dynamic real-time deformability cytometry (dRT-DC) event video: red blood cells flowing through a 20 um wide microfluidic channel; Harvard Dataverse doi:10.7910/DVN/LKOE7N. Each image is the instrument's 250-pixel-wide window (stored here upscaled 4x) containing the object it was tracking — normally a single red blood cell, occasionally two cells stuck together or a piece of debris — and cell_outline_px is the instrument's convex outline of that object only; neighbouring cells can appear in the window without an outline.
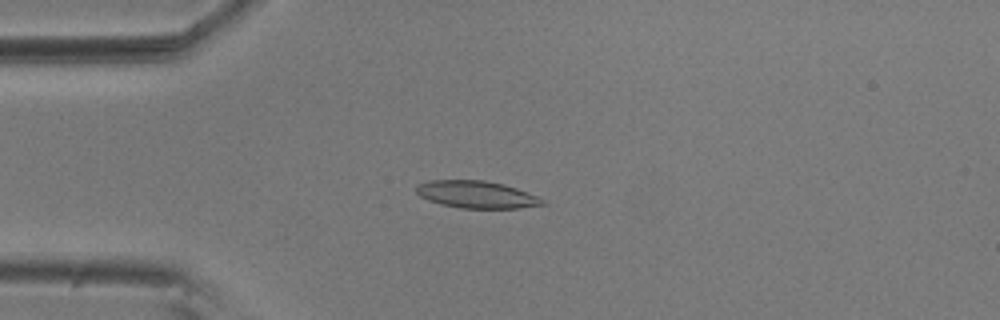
{"species": "common noctule bat (a hibernating species)", "species_latin": "Nyctalus noctula", "temperature_condition": "room temperature", "stored_images_in_passage": 42, "camera_frame_rate_fps": 3000, "um_per_image_px": 0.085, "animal": {"sex": "male", "body_mass_g": 20.5, "forearm_length_mm": 52.5}, "frame": {"image": 1, "passage_image": 1, "time_ms": 0.0, "image_size_px": [1000, 320], "cell_outline_px": [[548, 204], [520, 208], [460, 208], [440, 204], [428, 200], [420, 196], [416, 192], [416, 184], [428, 180], [484, 180], [504, 184], [516, 188], [536, 196], [544, 200]], "centroid_in_image_um": [40.48, 16.53], "position_along_channel_um": 44.5, "area_um2": 20.11}}
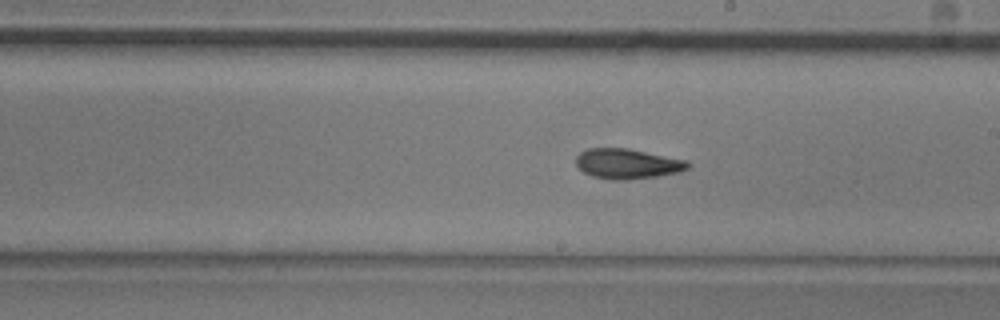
{"frame": {"image": 2, "passage_image": 18, "time_ms": 5.667, "image_size_px": [1000, 320], "cell_outline_px": [[692, 164], [688, 168], [680, 172], [656, 176], [628, 180], [612, 180], [592, 176], [584, 172], [576, 164], [576, 156], [580, 152], [588, 148], [628, 148], [688, 160]], "centroid_in_image_um": [53.35, 13.91], "position_along_channel_um": 235.6, "area_um2": 19.77}}
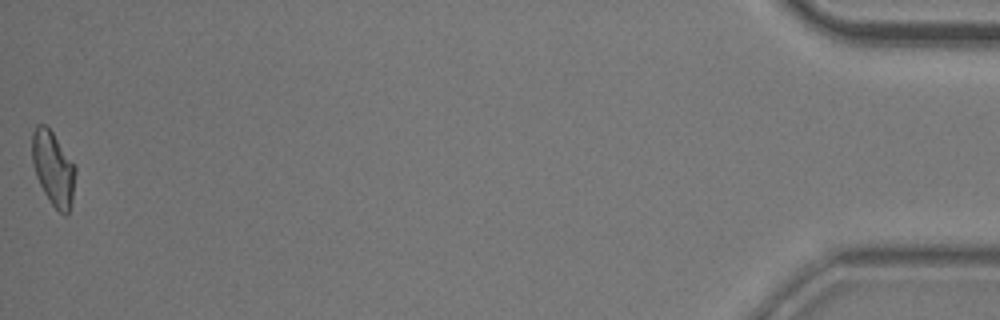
{"frame": {"image": 3, "passage_image": 42, "time_ms": 13.667, "image_size_px": [1000, 320], "cell_outline_px": [[76, 172], [72, 200], [68, 216], [64, 216], [52, 204], [44, 192], [36, 176], [32, 160], [32, 132], [36, 124], [44, 124], [52, 132], [76, 164]], "centroid_in_image_um": [4.54, 14.31], "position_along_channel_um": 430.7, "area_um2": 18.84}, "authors_computed_cell_mechanics": {"area_um2": 18.9295, "velocity_mm_per_s": 3.6751, "shape_relaxation_time_tau1_ms": 3.9155, "shape_relaxation_time_tau2_ms": 3.4527, "deformation_change_tau1": 0.1398, "deformation_change_tau2": 0.0981}}